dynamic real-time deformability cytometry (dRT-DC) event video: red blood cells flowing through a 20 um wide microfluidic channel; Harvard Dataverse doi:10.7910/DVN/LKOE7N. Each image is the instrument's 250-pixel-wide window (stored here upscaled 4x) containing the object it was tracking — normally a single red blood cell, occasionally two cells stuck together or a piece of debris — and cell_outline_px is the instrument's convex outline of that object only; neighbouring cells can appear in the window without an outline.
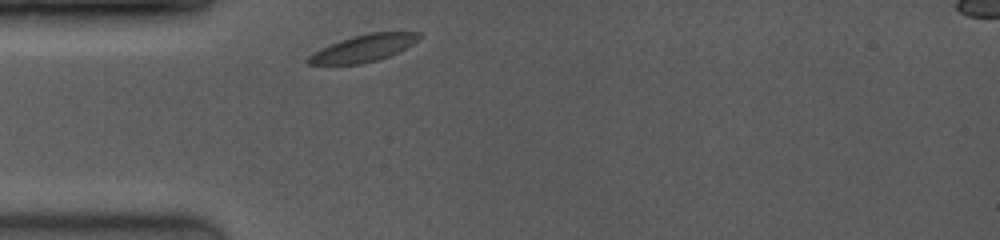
{"species": "common noctule bat (a hibernating species)", "species_latin": "Nyctalus noctula", "temperature_condition": "room temperature", "stored_images_in_passage": 1, "camera_frame_rate_fps": 4000, "um_per_image_px": 0.085, "animal": {"sex": "female", "body_mass_g": 19.0, "forearm_length_mm": 53.3}, "frame": {"image": 1, "passage_image": 1, "time_ms": 0.0, "image_size_px": [1000, 240], "cell_outline_px": [[420, 36], [412, 44], [388, 56], [376, 60], [360, 64], [308, 64], [308, 56], [332, 44], [352, 36], [372, 32], [420, 32]], "centroid_in_image_um": [30.92, 4.09], "position_along_channel_um": 54.1, "area_um2": 16.76}}